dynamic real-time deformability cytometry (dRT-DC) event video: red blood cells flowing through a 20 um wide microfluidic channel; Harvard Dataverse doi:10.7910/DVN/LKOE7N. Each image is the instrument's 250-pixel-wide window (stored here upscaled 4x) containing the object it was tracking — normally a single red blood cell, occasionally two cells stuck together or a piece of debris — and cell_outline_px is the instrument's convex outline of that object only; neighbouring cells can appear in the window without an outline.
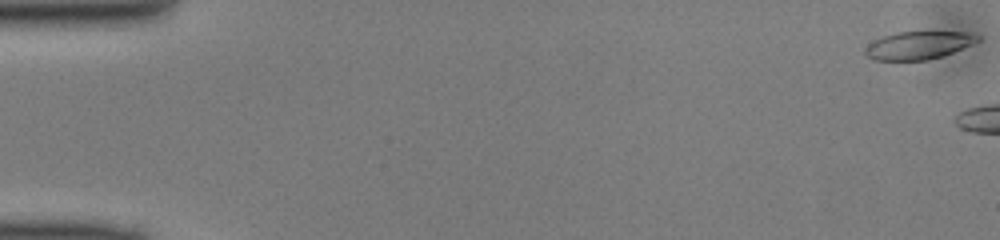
{"species": "common noctule bat (a hibernating species)", "species_latin": "Nyctalus noctula", "temperature_condition": "cold", "stored_images_in_passage": 5, "camera_frame_rate_fps": 3000, "um_per_image_px": 0.085, "animal": {"sex": "male", "body_mass_g": 13.0, "forearm_length_mm": 53.1}, "frame": {"image": 1, "passage_image": 1, "time_ms": 0.0, "image_size_px": [1000, 240], "cell_outline_px": [[980, 40], [952, 52], [928, 60], [872, 60], [864, 52], [864, 48], [868, 44], [884, 36], [896, 32], [968, 32], [980, 36]], "centroid_in_image_um": [78.04, 3.85], "position_along_channel_um": 7.0, "area_um2": 18.03}}